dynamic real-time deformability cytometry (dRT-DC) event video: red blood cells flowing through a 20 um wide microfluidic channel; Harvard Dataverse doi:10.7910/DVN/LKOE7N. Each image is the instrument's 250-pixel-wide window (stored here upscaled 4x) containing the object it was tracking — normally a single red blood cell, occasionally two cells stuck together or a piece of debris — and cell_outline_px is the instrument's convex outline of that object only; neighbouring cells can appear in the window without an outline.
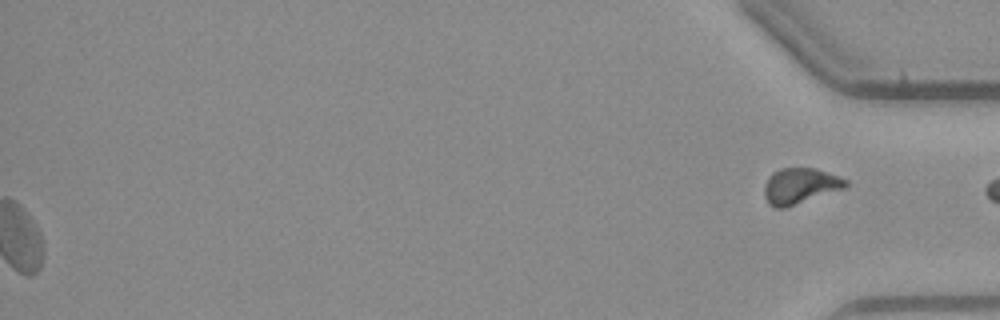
{"species": "common noctule bat (a hibernating species)", "species_latin": "Nyctalus noctula", "temperature_condition": "warm", "stored_images_in_passage": 54, "segment_of_instrument_passage": [2, 2], "camera_frame_rate_fps": 3000, "um_per_image_px": 0.085, "animal": {"sex": "male", "body_mass_g": 23.1, "forearm_length_mm": 52.7}, "frame": {"image": 1, "passage_image": 54, "time_ms": 17.667, "image_size_px": [1000, 320], "cell_outline_px": [[848, 184], [844, 188], [784, 208], [776, 208], [768, 204], [764, 196], [764, 184], [768, 176], [772, 172], [780, 168], [816, 168], [848, 180]], "centroid_in_image_um": [67.96, 15.79], "position_along_channel_um": 367.2, "area_um2": 16.94}}